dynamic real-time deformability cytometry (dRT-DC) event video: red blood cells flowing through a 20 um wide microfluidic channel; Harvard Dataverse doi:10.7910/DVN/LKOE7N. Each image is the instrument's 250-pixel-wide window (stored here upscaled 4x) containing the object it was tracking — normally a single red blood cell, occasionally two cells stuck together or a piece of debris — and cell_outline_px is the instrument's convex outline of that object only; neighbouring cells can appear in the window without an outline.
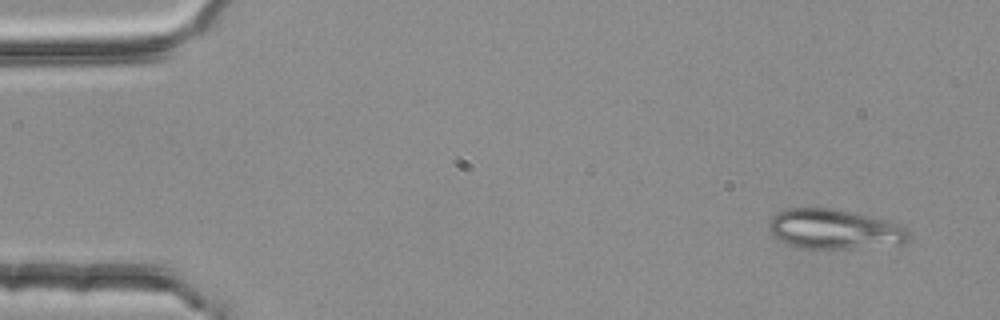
{"species": "common noctule bat (a hibernating species)", "species_latin": "Nyctalus noctula", "temperature_condition": "room temperature", "stored_images_in_passage": 4, "camera_frame_rate_fps": 3000, "um_per_image_px": 0.085, "animal": {"sex": "female", "body_mass_g": 25.1}, "frame": {"image": 1, "passage_image": 1, "time_ms": 0.0, "image_size_px": [1000, 320], "cell_outline_px": [[908, 240], [904, 244], [848, 248], [804, 248], [780, 240], [772, 236], [768, 228], [768, 224], [772, 216], [776, 212], [784, 208], [832, 208], [888, 220], [900, 224], [908, 232]], "centroid_in_image_um": [70.9, 19.46], "position_along_channel_um": 14.1, "area_um2": 32.31}}
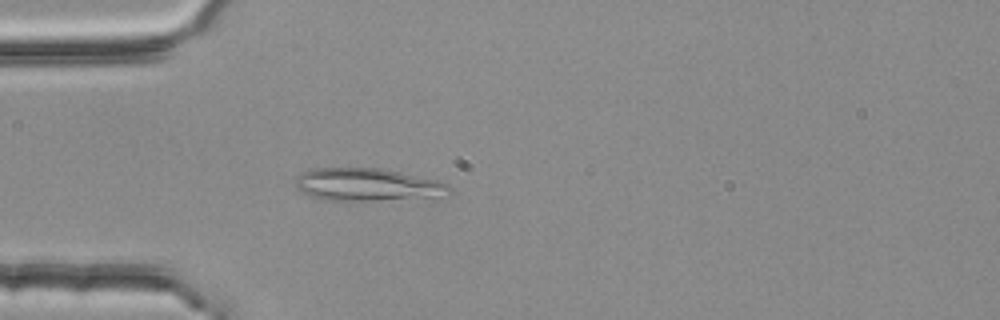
{"frame": {"image": 2, "passage_image": 4, "time_ms": 1.0, "image_size_px": [1000, 320], "cell_outline_px": [[452, 192], [440, 196], [380, 200], [328, 200], [308, 196], [296, 188], [296, 176], [312, 168], [380, 168], [400, 172], [436, 180], [448, 184], [452, 188]], "centroid_in_image_um": [31.2, 15.69], "position_along_channel_um": 53.8, "area_um2": 29.13}}